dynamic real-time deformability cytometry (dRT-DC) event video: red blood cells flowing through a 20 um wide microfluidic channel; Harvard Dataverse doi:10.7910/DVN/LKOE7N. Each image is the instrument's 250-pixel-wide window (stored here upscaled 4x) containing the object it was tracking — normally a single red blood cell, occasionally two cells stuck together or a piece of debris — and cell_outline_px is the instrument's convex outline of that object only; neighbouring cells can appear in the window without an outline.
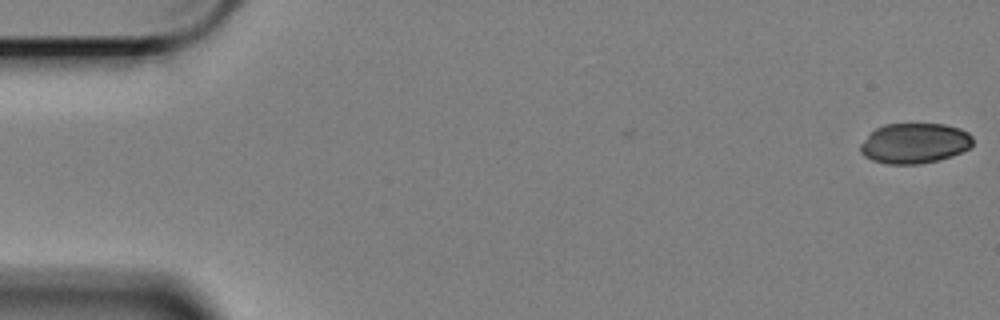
{"species": "Egyptian fruit bat (a non-hibernating species)", "species_latin": "Rousettus aegyptiacus", "temperature_condition": "cold", "stored_images_in_passage": 58, "camera_frame_rate_fps": 3000, "um_per_image_px": 0.085, "animal": {"sex": "female"}, "frame": {"image": 1, "passage_image": 1, "time_ms": 0.0, "image_size_px": [1000, 320], "cell_outline_px": [[972, 144], [968, 148], [952, 156], [920, 164], [888, 164], [872, 160], [864, 156], [860, 152], [860, 144], [876, 128], [884, 124], [944, 124], [960, 128], [968, 132], [972, 136]], "centroid_in_image_um": [77.73, 12.17], "position_along_channel_um": 7.3, "area_um2": 26.3}}
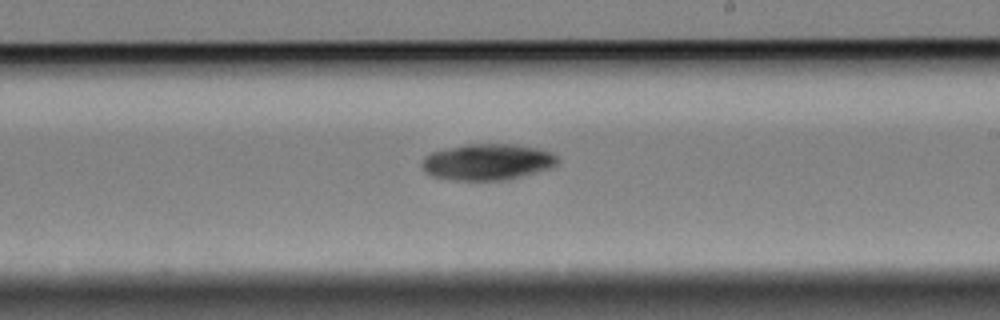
{"frame": {"image": 2, "passage_image": 34, "time_ms": 11.0, "image_size_px": [1000, 320], "cell_outline_px": [[556, 164], [548, 168], [508, 180], [452, 180], [432, 176], [424, 172], [420, 164], [424, 156], [432, 152], [468, 144], [516, 144], [536, 148], [552, 152], [556, 156]], "centroid_in_image_um": [41.38, 13.77], "position_along_channel_um": 247.6, "area_um2": 28.5}}
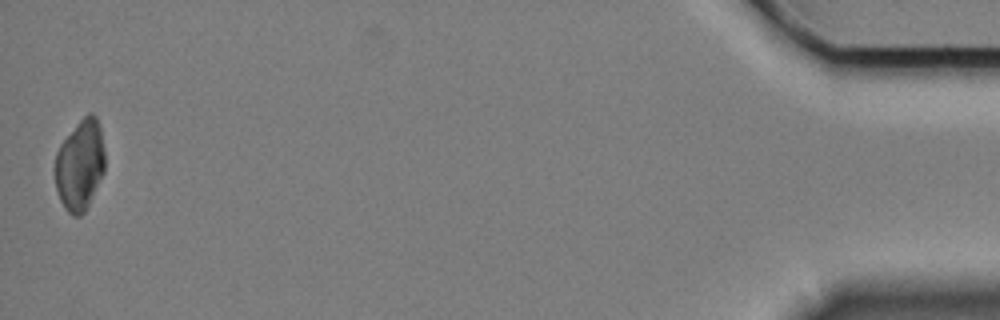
{"frame": {"image": 3, "passage_image": 58, "time_ms": 19.0, "image_size_px": [1000, 320], "cell_outline_px": [[104, 172], [84, 212], [80, 216], [72, 216], [64, 208], [60, 200], [56, 188], [56, 152], [60, 144], [80, 120], [88, 112], [92, 112], [96, 116], [100, 124], [104, 148]], "centroid_in_image_um": [6.81, 14.01], "position_along_channel_um": 428.4, "area_um2": 26.18}, "authors_computed_cell_mechanics": {"area_um2": 28.4376, "velocity_mm_per_s": 3.3929, "shape_relaxation_time_tau1_ms": 10.7808, "shape_relaxation_time_tau2_ms": null, "deformation_change_tau1": 0.1447, "deformation_change_tau2": null}}